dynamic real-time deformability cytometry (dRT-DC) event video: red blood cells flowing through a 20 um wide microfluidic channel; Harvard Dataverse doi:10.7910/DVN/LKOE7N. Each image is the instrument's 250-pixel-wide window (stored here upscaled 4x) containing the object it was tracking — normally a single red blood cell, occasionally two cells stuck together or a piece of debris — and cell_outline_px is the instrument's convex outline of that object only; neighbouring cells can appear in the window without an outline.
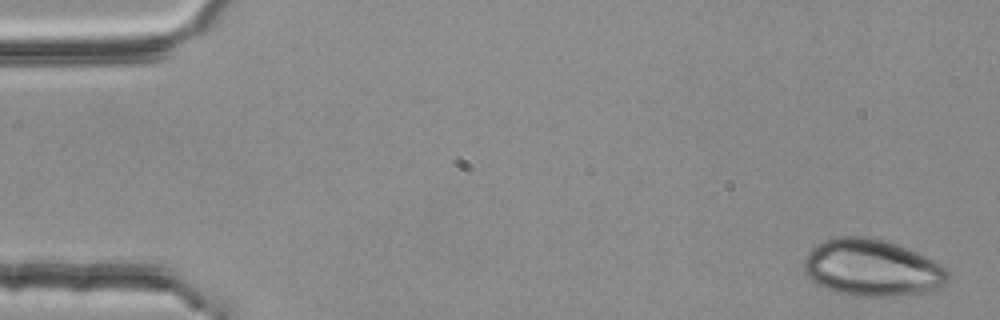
{"species": "common noctule bat (a hibernating species)", "species_latin": "Nyctalus noctula", "temperature_condition": "room temperature", "stored_images_in_passage": 3, "camera_frame_rate_fps": 3000, "um_per_image_px": 0.085, "animal": {"sex": "female", "body_mass_g": 25.1}, "frame": {"image": 1, "passage_image": 1, "time_ms": 0.0, "image_size_px": [1000, 320], "cell_outline_px": [[948, 280], [940, 288], [932, 292], [900, 296], [852, 296], [836, 292], [824, 288], [816, 284], [804, 272], [804, 256], [816, 244], [824, 240], [836, 236], [864, 236], [888, 240], [908, 248], [936, 260], [948, 268]], "centroid_in_image_um": [74.16, 22.76], "position_along_channel_um": 10.8, "area_um2": 48.73}}